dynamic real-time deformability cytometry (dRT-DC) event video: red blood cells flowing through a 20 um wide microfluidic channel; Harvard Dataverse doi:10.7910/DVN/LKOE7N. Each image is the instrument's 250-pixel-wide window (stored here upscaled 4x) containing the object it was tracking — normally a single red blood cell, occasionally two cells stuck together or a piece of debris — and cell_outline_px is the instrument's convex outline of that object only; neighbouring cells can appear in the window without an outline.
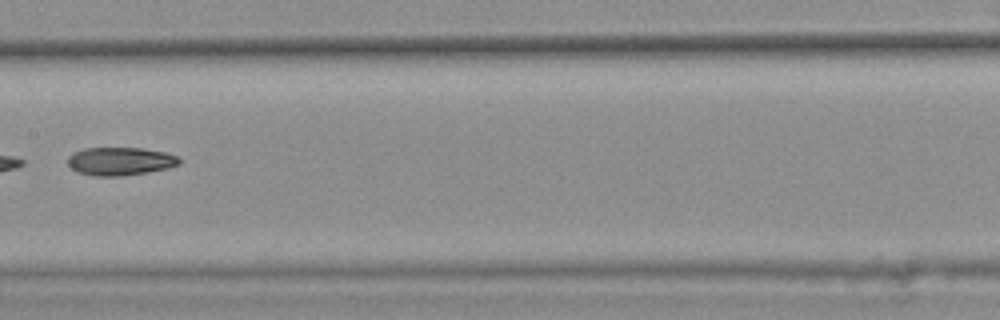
{"species": "common noctule bat (a hibernating species)", "species_latin": "Nyctalus noctula", "temperature_condition": "warm", "stored_images_in_passage": 8, "camera_frame_rate_fps": 3000, "um_per_image_px": 0.085, "animal": {"sex": "female", "body_mass_g": 25.1}, "frame": {"image": 1, "passage_image": 8, "time_ms": 2.333, "image_size_px": [1000, 320], "cell_outline_px": [[180, 164], [168, 168], [148, 172], [120, 176], [96, 176], [76, 172], [68, 164], [68, 156], [72, 152], [84, 148], [140, 148], [164, 152], [176, 156], [180, 160]], "centroid_in_image_um": [10.18, 13.71], "position_along_channel_um": 197.2, "area_um2": 18.26}}